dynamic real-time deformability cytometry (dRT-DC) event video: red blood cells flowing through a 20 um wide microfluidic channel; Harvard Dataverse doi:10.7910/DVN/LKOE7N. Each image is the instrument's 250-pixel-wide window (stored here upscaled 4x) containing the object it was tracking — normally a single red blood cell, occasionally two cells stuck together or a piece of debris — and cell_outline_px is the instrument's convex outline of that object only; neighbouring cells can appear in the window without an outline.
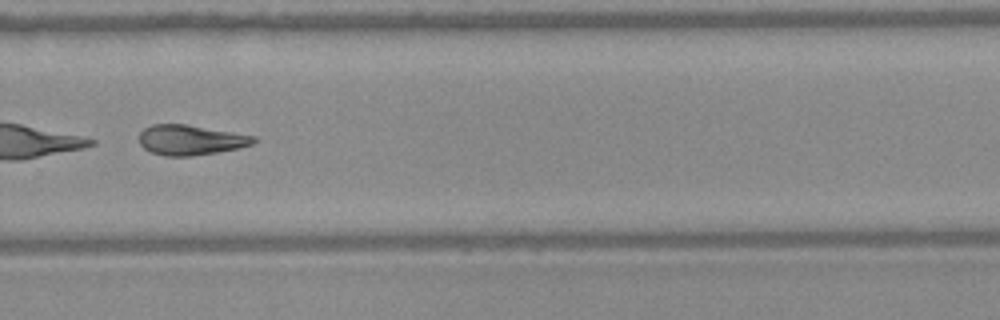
{"species": "Egyptian fruit bat (a non-hibernating species)", "species_latin": "Rousettus aegyptiacus", "temperature_condition": "warm", "stored_images_in_passage": 34, "camera_frame_rate_fps": 3000, "um_per_image_px": 0.085, "frame": {"image": 1, "passage_image": 20, "time_ms": 6.333, "image_size_px": [1000, 320], "cell_outline_px": [[260, 140], [252, 144], [240, 148], [216, 152], [188, 156], [164, 156], [152, 152], [144, 148], [140, 144], [140, 132], [144, 128], [152, 124], [184, 124], [256, 136]], "centroid_in_image_um": [16.22, 11.89], "position_along_channel_um": 313.6, "area_um2": 20.0}, "authors_computed_cell_mechanics": {"area_um2": 20.6924, "velocity_mm_per_s": 4.0933, "shape_relaxation_time_tau1_ms": 1.0435, "shape_relaxation_time_tau2_ms": 10.1976, "deformation_change_tau1": 0.2626, "deformation_change_tau2": 0.2376}}